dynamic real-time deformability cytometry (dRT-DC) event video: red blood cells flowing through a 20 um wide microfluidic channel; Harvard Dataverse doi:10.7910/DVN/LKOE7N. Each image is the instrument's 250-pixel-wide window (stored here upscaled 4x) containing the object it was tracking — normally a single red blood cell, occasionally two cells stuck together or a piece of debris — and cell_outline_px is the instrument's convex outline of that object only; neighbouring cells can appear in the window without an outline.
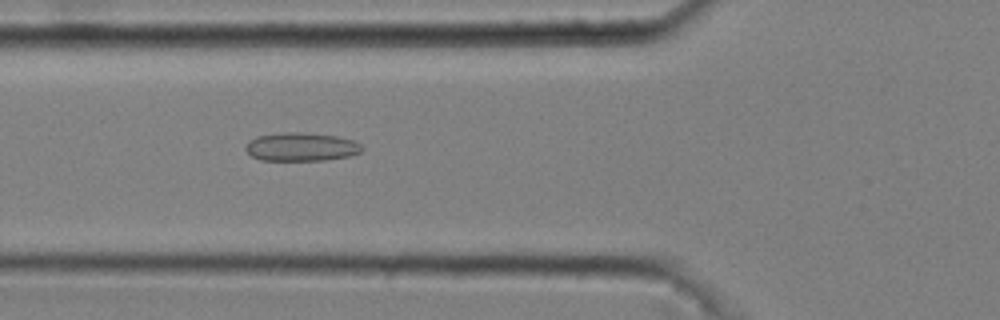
{"species": "common noctule bat (a hibernating species)", "species_latin": "Nyctalus noctula", "temperature_condition": "cold", "stored_images_in_passage": 35, "camera_frame_rate_fps": 3000, "um_per_image_px": 0.085, "animal": {"sex": "male", "body_mass_g": 20.4}, "frame": {"image": 1, "passage_image": 5, "time_ms": 1.333, "image_size_px": [1000, 320], "cell_outline_px": [[364, 148], [360, 152], [352, 156], [324, 160], [260, 160], [252, 156], [244, 148], [248, 140], [256, 136], [284, 132], [308, 132], [336, 136], [352, 140], [360, 144]], "centroid_in_image_um": [25.6, 12.47], "position_along_channel_um": 100.2, "area_um2": 19.48}}
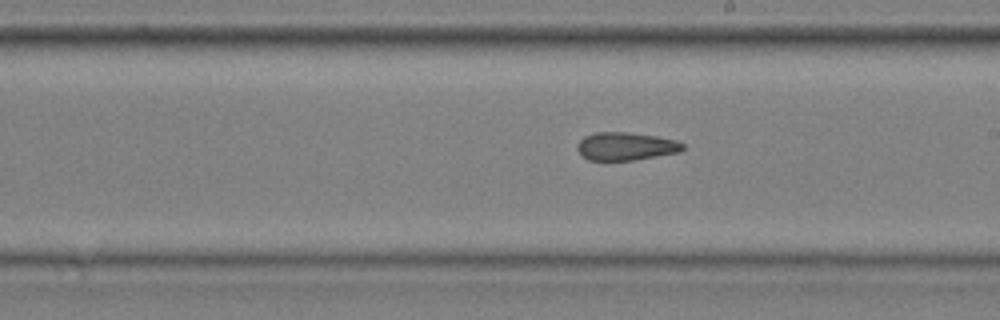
{"frame": {"image": 2, "passage_image": 16, "time_ms": 5.0, "image_size_px": [1000, 320], "cell_outline_px": [[684, 148], [680, 152], [632, 160], [588, 160], [580, 156], [576, 148], [576, 144], [584, 136], [596, 132], [624, 132], [656, 136], [676, 140], [684, 144]], "centroid_in_image_um": [53.15, 12.44], "position_along_channel_um": 235.9, "area_um2": 17.28}}
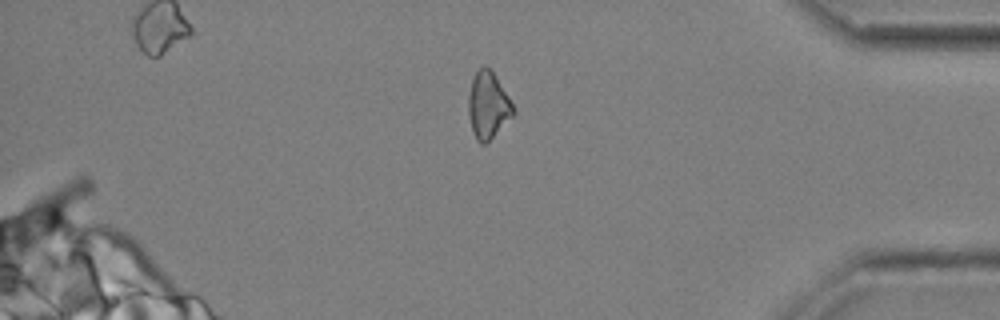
{"frame": {"image": 3, "passage_image": 31, "time_ms": 10.0, "image_size_px": [1000, 320], "cell_outline_px": [[516, 112], [484, 144], [480, 144], [476, 140], [472, 132], [468, 112], [468, 96], [472, 80], [476, 72], [484, 64], [496, 76], [508, 96]], "centroid_in_image_um": [41.46, 8.94], "position_along_channel_um": 393.7, "area_um2": 17.11}, "authors_computed_cell_mechanics": {"area_um2": 17.629, "velocity_mm_per_s": 3.6949, "shape_relaxation_time_tau1_ms": null, "shape_relaxation_time_tau2_ms": 6.2711, "deformation_change_tau1": null, "deformation_change_tau2": 0.145}}